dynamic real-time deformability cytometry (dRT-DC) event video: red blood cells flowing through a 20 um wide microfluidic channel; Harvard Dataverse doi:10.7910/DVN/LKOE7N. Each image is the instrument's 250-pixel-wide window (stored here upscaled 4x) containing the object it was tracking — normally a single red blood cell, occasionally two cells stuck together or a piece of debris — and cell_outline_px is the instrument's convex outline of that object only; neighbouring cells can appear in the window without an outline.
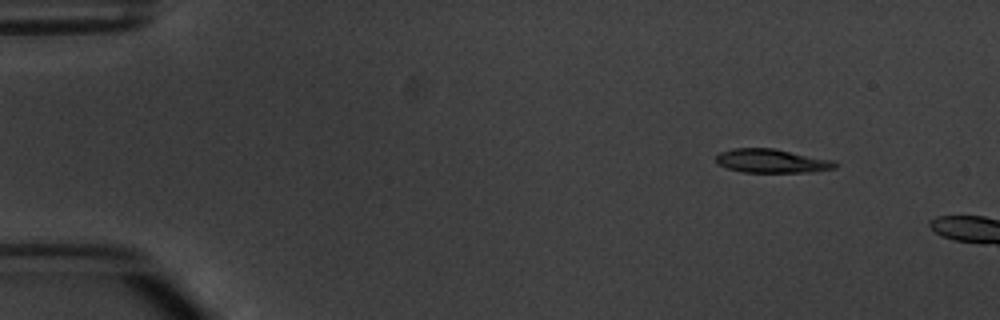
{"species": "common noctule bat (a hibernating species)", "species_latin": "Nyctalus noctula", "temperature_condition": "warm", "stored_images_in_passage": 2, "camera_frame_rate_fps": 3000, "um_per_image_px": 0.085, "animal": {"sex": "male", "body_mass_g": 20.1, "forearm_length_mm": 53.5}, "frame": {"image": 1, "passage_image": 1, "time_ms": 0.0, "image_size_px": [1000, 320], "cell_outline_px": [[840, 164], [836, 168], [812, 172], [744, 172], [728, 168], [716, 164], [716, 156], [720, 152], [732, 148], [776, 148], [832, 160]], "centroid_in_image_um": [65.61, 13.67], "position_along_channel_um": 19.4, "area_um2": 16.65}}